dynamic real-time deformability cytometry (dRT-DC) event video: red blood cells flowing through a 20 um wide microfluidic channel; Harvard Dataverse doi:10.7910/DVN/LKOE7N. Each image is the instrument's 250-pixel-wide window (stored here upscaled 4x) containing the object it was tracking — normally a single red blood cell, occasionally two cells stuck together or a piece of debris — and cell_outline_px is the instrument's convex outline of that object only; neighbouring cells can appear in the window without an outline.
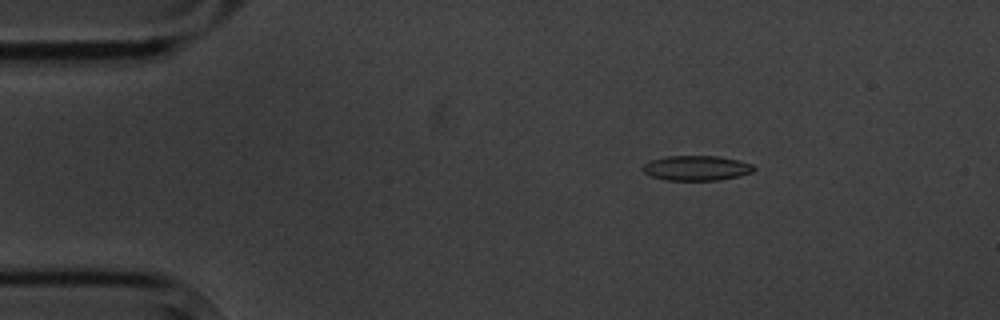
{"species": "common noctule bat (a hibernating species)", "species_latin": "Nyctalus noctula", "temperature_condition": "cold", "stored_images_in_passage": 6, "camera_frame_rate_fps": 3000, "um_per_image_px": 0.085, "animal": {"sex": "male", "body_mass_g": 20.1, "forearm_length_mm": 53.5}, "frame": {"image": 1, "passage_image": 3, "time_ms": 2.333, "image_size_px": [1000, 320], "cell_outline_px": [[756, 168], [752, 172], [740, 176], [720, 180], [664, 180], [652, 176], [644, 172], [640, 168], [644, 164], [652, 160], [668, 156], [720, 156], [752, 164]], "centroid_in_image_um": [59.2, 14.29], "position_along_channel_um": 25.8, "area_um2": 16.13}}
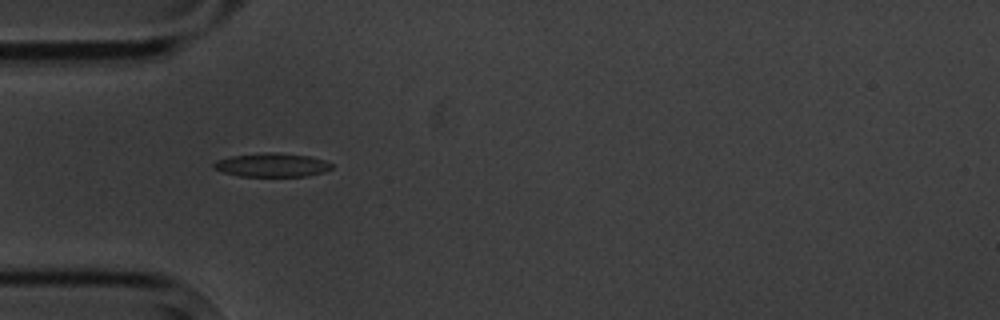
{"frame": {"image": 2, "passage_image": 5, "time_ms": 5.0, "image_size_px": [1000, 320], "cell_outline_px": [[332, 168], [324, 172], [308, 176], [240, 176], [224, 172], [212, 168], [212, 164], [216, 160], [232, 156], [264, 152], [280, 152], [308, 156], [324, 160], [332, 164]], "centroid_in_image_um": [23.11, 14.02], "position_along_channel_um": 61.9, "area_um2": 16.36}}
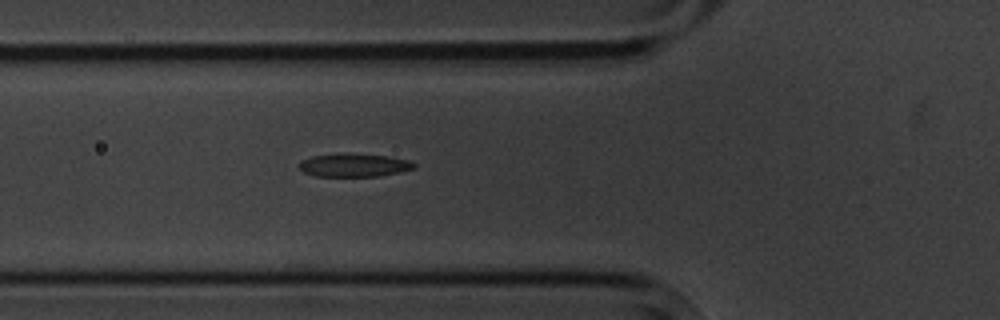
{"frame": {"image": 3, "passage_image": 6, "time_ms": 6.0, "image_size_px": [1000, 320], "cell_outline_px": [[416, 168], [400, 172], [380, 176], [316, 176], [304, 172], [300, 168], [300, 160], [312, 156], [340, 152], [344, 152], [392, 156], [408, 160], [416, 164]], "centroid_in_image_um": [30.12, 14.01], "position_along_channel_um": 95.7, "area_um2": 15.9}}